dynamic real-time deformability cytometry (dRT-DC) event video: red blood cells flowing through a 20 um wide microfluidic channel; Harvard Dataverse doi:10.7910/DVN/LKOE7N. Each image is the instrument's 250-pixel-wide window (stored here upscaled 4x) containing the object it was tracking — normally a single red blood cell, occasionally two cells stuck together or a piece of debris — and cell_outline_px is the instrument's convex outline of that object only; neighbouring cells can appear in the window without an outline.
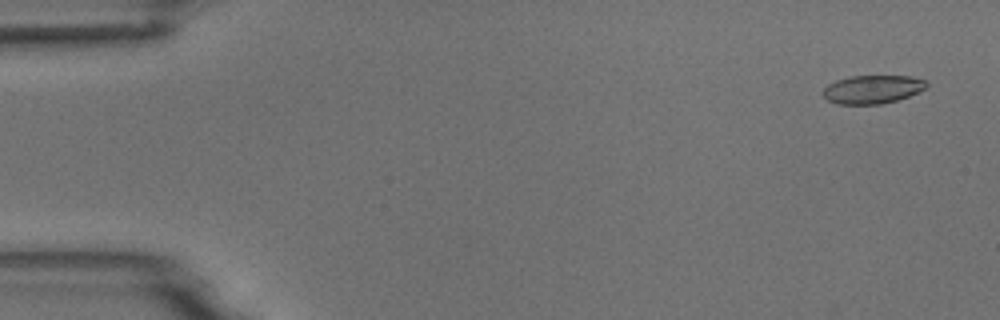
{"species": "common noctule bat (a hibernating species)", "species_latin": "Nyctalus noctula", "temperature_condition": "room temperature", "stored_images_in_passage": 14, "camera_frame_rate_fps": 3000, "um_per_image_px": 0.085, "animal": {"sex": "male", "body_mass_g": 18.8}, "frame": {"image": 1, "passage_image": 3, "time_ms": 0.667, "image_size_px": [1000, 320], "cell_outline_px": [[928, 84], [924, 88], [908, 96], [896, 100], [880, 104], [836, 104], [828, 100], [824, 96], [824, 88], [828, 84], [836, 80], [852, 76], [912, 76], [928, 80]], "centroid_in_image_um": [74.17, 7.58], "position_along_channel_um": 10.8, "area_um2": 16.99}}